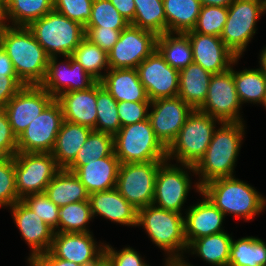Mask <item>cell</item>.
Listing matches in <instances>:
<instances>
[{
  "mask_svg": "<svg viewBox=\"0 0 266 266\" xmlns=\"http://www.w3.org/2000/svg\"><path fill=\"white\" fill-rule=\"evenodd\" d=\"M0 44L6 50L19 79L25 85H40L45 78L49 56L28 27L4 26Z\"/></svg>",
  "mask_w": 266,
  "mask_h": 266,
  "instance_id": "6da1fadb",
  "label": "cell"
},
{
  "mask_svg": "<svg viewBox=\"0 0 266 266\" xmlns=\"http://www.w3.org/2000/svg\"><path fill=\"white\" fill-rule=\"evenodd\" d=\"M221 125L214 131L204 156L194 166L195 173L202 177L196 184L200 193L201 187L212 180L233 177L244 126L242 122H221Z\"/></svg>",
  "mask_w": 266,
  "mask_h": 266,
  "instance_id": "7a4b0ae2",
  "label": "cell"
},
{
  "mask_svg": "<svg viewBox=\"0 0 266 266\" xmlns=\"http://www.w3.org/2000/svg\"><path fill=\"white\" fill-rule=\"evenodd\" d=\"M205 195L224 215L235 214L252 219L265 207L266 200L253 187L233 177L218 178L201 187Z\"/></svg>",
  "mask_w": 266,
  "mask_h": 266,
  "instance_id": "3957f363",
  "label": "cell"
},
{
  "mask_svg": "<svg viewBox=\"0 0 266 266\" xmlns=\"http://www.w3.org/2000/svg\"><path fill=\"white\" fill-rule=\"evenodd\" d=\"M216 120L218 119L193 109L177 137L167 148V160L174 155L182 166L195 172L194 166L204 156L212 140Z\"/></svg>",
  "mask_w": 266,
  "mask_h": 266,
  "instance_id": "277c9868",
  "label": "cell"
},
{
  "mask_svg": "<svg viewBox=\"0 0 266 266\" xmlns=\"http://www.w3.org/2000/svg\"><path fill=\"white\" fill-rule=\"evenodd\" d=\"M114 154L120 164L167 160V148L156 137L149 119L121 127L114 135Z\"/></svg>",
  "mask_w": 266,
  "mask_h": 266,
  "instance_id": "5b68a950",
  "label": "cell"
},
{
  "mask_svg": "<svg viewBox=\"0 0 266 266\" xmlns=\"http://www.w3.org/2000/svg\"><path fill=\"white\" fill-rule=\"evenodd\" d=\"M28 29L49 57L58 53L71 56L85 38L84 26L55 10L32 22Z\"/></svg>",
  "mask_w": 266,
  "mask_h": 266,
  "instance_id": "8992f818",
  "label": "cell"
},
{
  "mask_svg": "<svg viewBox=\"0 0 266 266\" xmlns=\"http://www.w3.org/2000/svg\"><path fill=\"white\" fill-rule=\"evenodd\" d=\"M181 213L165 210L155 205L138 209L137 225H142L151 240L163 250L172 252L171 257L188 246L185 239L184 218ZM177 250V251H176Z\"/></svg>",
  "mask_w": 266,
  "mask_h": 266,
  "instance_id": "52a82bcc",
  "label": "cell"
},
{
  "mask_svg": "<svg viewBox=\"0 0 266 266\" xmlns=\"http://www.w3.org/2000/svg\"><path fill=\"white\" fill-rule=\"evenodd\" d=\"M15 159V182L18 198L44 193L46 187L61 169L52 153L17 152Z\"/></svg>",
  "mask_w": 266,
  "mask_h": 266,
  "instance_id": "ba28073f",
  "label": "cell"
},
{
  "mask_svg": "<svg viewBox=\"0 0 266 266\" xmlns=\"http://www.w3.org/2000/svg\"><path fill=\"white\" fill-rule=\"evenodd\" d=\"M265 11L266 0H235L228 7L220 38L238 58L256 31V20Z\"/></svg>",
  "mask_w": 266,
  "mask_h": 266,
  "instance_id": "9c48e42d",
  "label": "cell"
},
{
  "mask_svg": "<svg viewBox=\"0 0 266 266\" xmlns=\"http://www.w3.org/2000/svg\"><path fill=\"white\" fill-rule=\"evenodd\" d=\"M163 162L120 164L115 188L136 209L152 205L156 176Z\"/></svg>",
  "mask_w": 266,
  "mask_h": 266,
  "instance_id": "30bf717a",
  "label": "cell"
},
{
  "mask_svg": "<svg viewBox=\"0 0 266 266\" xmlns=\"http://www.w3.org/2000/svg\"><path fill=\"white\" fill-rule=\"evenodd\" d=\"M63 120L61 104L54 98L17 138L18 152L51 153Z\"/></svg>",
  "mask_w": 266,
  "mask_h": 266,
  "instance_id": "8fae6325",
  "label": "cell"
},
{
  "mask_svg": "<svg viewBox=\"0 0 266 266\" xmlns=\"http://www.w3.org/2000/svg\"><path fill=\"white\" fill-rule=\"evenodd\" d=\"M157 35L132 25L121 31L118 41L108 52L109 68L136 69L156 50Z\"/></svg>",
  "mask_w": 266,
  "mask_h": 266,
  "instance_id": "7c38bea8",
  "label": "cell"
},
{
  "mask_svg": "<svg viewBox=\"0 0 266 266\" xmlns=\"http://www.w3.org/2000/svg\"><path fill=\"white\" fill-rule=\"evenodd\" d=\"M240 101L238 99L233 69L212 74L208 94L203 105L198 109L221 122H242L239 115Z\"/></svg>",
  "mask_w": 266,
  "mask_h": 266,
  "instance_id": "4fadbf2b",
  "label": "cell"
},
{
  "mask_svg": "<svg viewBox=\"0 0 266 266\" xmlns=\"http://www.w3.org/2000/svg\"><path fill=\"white\" fill-rule=\"evenodd\" d=\"M150 101L177 97L179 92V71L171 67L155 50L136 68Z\"/></svg>",
  "mask_w": 266,
  "mask_h": 266,
  "instance_id": "5bb4252c",
  "label": "cell"
},
{
  "mask_svg": "<svg viewBox=\"0 0 266 266\" xmlns=\"http://www.w3.org/2000/svg\"><path fill=\"white\" fill-rule=\"evenodd\" d=\"M54 98L40 85L23 86L4 108L18 138Z\"/></svg>",
  "mask_w": 266,
  "mask_h": 266,
  "instance_id": "9a60e30c",
  "label": "cell"
},
{
  "mask_svg": "<svg viewBox=\"0 0 266 266\" xmlns=\"http://www.w3.org/2000/svg\"><path fill=\"white\" fill-rule=\"evenodd\" d=\"M149 113L153 131L160 142L168 148L177 137L193 109L180 97L160 98L151 101Z\"/></svg>",
  "mask_w": 266,
  "mask_h": 266,
  "instance_id": "2e32d148",
  "label": "cell"
},
{
  "mask_svg": "<svg viewBox=\"0 0 266 266\" xmlns=\"http://www.w3.org/2000/svg\"><path fill=\"white\" fill-rule=\"evenodd\" d=\"M167 161L159 166L152 204L158 203L159 208L181 213L190 189V178L183 169L169 165Z\"/></svg>",
  "mask_w": 266,
  "mask_h": 266,
  "instance_id": "e0dca14e",
  "label": "cell"
},
{
  "mask_svg": "<svg viewBox=\"0 0 266 266\" xmlns=\"http://www.w3.org/2000/svg\"><path fill=\"white\" fill-rule=\"evenodd\" d=\"M191 43L193 63L201 65L211 74L223 73L238 57L224 44L220 37L197 32L185 33Z\"/></svg>",
  "mask_w": 266,
  "mask_h": 266,
  "instance_id": "ac0fdd59",
  "label": "cell"
},
{
  "mask_svg": "<svg viewBox=\"0 0 266 266\" xmlns=\"http://www.w3.org/2000/svg\"><path fill=\"white\" fill-rule=\"evenodd\" d=\"M105 246L99 247L90 232L54 233L50 252L57 258L82 266H91L104 256Z\"/></svg>",
  "mask_w": 266,
  "mask_h": 266,
  "instance_id": "d6986e66",
  "label": "cell"
},
{
  "mask_svg": "<svg viewBox=\"0 0 266 266\" xmlns=\"http://www.w3.org/2000/svg\"><path fill=\"white\" fill-rule=\"evenodd\" d=\"M10 208L23 238L33 250L28 260L31 262L38 255L50 251L55 231L22 200L17 201Z\"/></svg>",
  "mask_w": 266,
  "mask_h": 266,
  "instance_id": "ffe728a7",
  "label": "cell"
},
{
  "mask_svg": "<svg viewBox=\"0 0 266 266\" xmlns=\"http://www.w3.org/2000/svg\"><path fill=\"white\" fill-rule=\"evenodd\" d=\"M56 99L61 104L65 121L96 130L97 82L86 90L62 93Z\"/></svg>",
  "mask_w": 266,
  "mask_h": 266,
  "instance_id": "44dd1931",
  "label": "cell"
},
{
  "mask_svg": "<svg viewBox=\"0 0 266 266\" xmlns=\"http://www.w3.org/2000/svg\"><path fill=\"white\" fill-rule=\"evenodd\" d=\"M92 216L99 214L123 225H137L138 209L130 204L116 188L89 194Z\"/></svg>",
  "mask_w": 266,
  "mask_h": 266,
  "instance_id": "7402d4cb",
  "label": "cell"
},
{
  "mask_svg": "<svg viewBox=\"0 0 266 266\" xmlns=\"http://www.w3.org/2000/svg\"><path fill=\"white\" fill-rule=\"evenodd\" d=\"M203 201L192 206L184 218L187 244L203 236L223 232L224 214L205 196Z\"/></svg>",
  "mask_w": 266,
  "mask_h": 266,
  "instance_id": "603a6c76",
  "label": "cell"
},
{
  "mask_svg": "<svg viewBox=\"0 0 266 266\" xmlns=\"http://www.w3.org/2000/svg\"><path fill=\"white\" fill-rule=\"evenodd\" d=\"M109 70L100 83L117 102H151L136 69L109 68Z\"/></svg>",
  "mask_w": 266,
  "mask_h": 266,
  "instance_id": "cb8c5ba5",
  "label": "cell"
},
{
  "mask_svg": "<svg viewBox=\"0 0 266 266\" xmlns=\"http://www.w3.org/2000/svg\"><path fill=\"white\" fill-rule=\"evenodd\" d=\"M120 162L115 154L87 162L74 173L89 194L110 190L116 187Z\"/></svg>",
  "mask_w": 266,
  "mask_h": 266,
  "instance_id": "d4e9b609",
  "label": "cell"
},
{
  "mask_svg": "<svg viewBox=\"0 0 266 266\" xmlns=\"http://www.w3.org/2000/svg\"><path fill=\"white\" fill-rule=\"evenodd\" d=\"M92 130L90 127L63 120L51 152L61 169H65L75 159Z\"/></svg>",
  "mask_w": 266,
  "mask_h": 266,
  "instance_id": "484cf974",
  "label": "cell"
},
{
  "mask_svg": "<svg viewBox=\"0 0 266 266\" xmlns=\"http://www.w3.org/2000/svg\"><path fill=\"white\" fill-rule=\"evenodd\" d=\"M211 77L212 74L201 65L189 64L179 71L178 97L192 109H199L207 97Z\"/></svg>",
  "mask_w": 266,
  "mask_h": 266,
  "instance_id": "4316f807",
  "label": "cell"
},
{
  "mask_svg": "<svg viewBox=\"0 0 266 266\" xmlns=\"http://www.w3.org/2000/svg\"><path fill=\"white\" fill-rule=\"evenodd\" d=\"M44 193L58 207L73 202L89 201V193L78 176L66 169L58 171Z\"/></svg>",
  "mask_w": 266,
  "mask_h": 266,
  "instance_id": "83f0119b",
  "label": "cell"
},
{
  "mask_svg": "<svg viewBox=\"0 0 266 266\" xmlns=\"http://www.w3.org/2000/svg\"><path fill=\"white\" fill-rule=\"evenodd\" d=\"M167 32L174 34L191 31L201 10L199 0H163Z\"/></svg>",
  "mask_w": 266,
  "mask_h": 266,
  "instance_id": "f1b7e54d",
  "label": "cell"
},
{
  "mask_svg": "<svg viewBox=\"0 0 266 266\" xmlns=\"http://www.w3.org/2000/svg\"><path fill=\"white\" fill-rule=\"evenodd\" d=\"M166 32L158 35L156 50L174 69L180 71L193 63V51L190 40L185 33H177L178 37Z\"/></svg>",
  "mask_w": 266,
  "mask_h": 266,
  "instance_id": "f546056e",
  "label": "cell"
},
{
  "mask_svg": "<svg viewBox=\"0 0 266 266\" xmlns=\"http://www.w3.org/2000/svg\"><path fill=\"white\" fill-rule=\"evenodd\" d=\"M232 238L226 232L203 236L192 240L187 248L216 266H228Z\"/></svg>",
  "mask_w": 266,
  "mask_h": 266,
  "instance_id": "4dcf8cb0",
  "label": "cell"
},
{
  "mask_svg": "<svg viewBox=\"0 0 266 266\" xmlns=\"http://www.w3.org/2000/svg\"><path fill=\"white\" fill-rule=\"evenodd\" d=\"M5 18L11 19L13 26L28 27L32 22L54 10L53 0H4Z\"/></svg>",
  "mask_w": 266,
  "mask_h": 266,
  "instance_id": "1f68e13d",
  "label": "cell"
},
{
  "mask_svg": "<svg viewBox=\"0 0 266 266\" xmlns=\"http://www.w3.org/2000/svg\"><path fill=\"white\" fill-rule=\"evenodd\" d=\"M114 154V136L92 130L75 159L65 168L75 172L80 166Z\"/></svg>",
  "mask_w": 266,
  "mask_h": 266,
  "instance_id": "d6a6232c",
  "label": "cell"
},
{
  "mask_svg": "<svg viewBox=\"0 0 266 266\" xmlns=\"http://www.w3.org/2000/svg\"><path fill=\"white\" fill-rule=\"evenodd\" d=\"M233 80L238 99L242 102L263 103L266 105V74L260 69L233 70Z\"/></svg>",
  "mask_w": 266,
  "mask_h": 266,
  "instance_id": "836d02e7",
  "label": "cell"
},
{
  "mask_svg": "<svg viewBox=\"0 0 266 266\" xmlns=\"http://www.w3.org/2000/svg\"><path fill=\"white\" fill-rule=\"evenodd\" d=\"M135 16L130 25L151 31L157 36L167 32L163 0H134Z\"/></svg>",
  "mask_w": 266,
  "mask_h": 266,
  "instance_id": "e575fe53",
  "label": "cell"
},
{
  "mask_svg": "<svg viewBox=\"0 0 266 266\" xmlns=\"http://www.w3.org/2000/svg\"><path fill=\"white\" fill-rule=\"evenodd\" d=\"M228 266H266V244L256 237L232 240Z\"/></svg>",
  "mask_w": 266,
  "mask_h": 266,
  "instance_id": "d590c367",
  "label": "cell"
},
{
  "mask_svg": "<svg viewBox=\"0 0 266 266\" xmlns=\"http://www.w3.org/2000/svg\"><path fill=\"white\" fill-rule=\"evenodd\" d=\"M97 120L96 131L115 135L121 129V122L118 115V102L114 97L97 81Z\"/></svg>",
  "mask_w": 266,
  "mask_h": 266,
  "instance_id": "8d00e7d4",
  "label": "cell"
},
{
  "mask_svg": "<svg viewBox=\"0 0 266 266\" xmlns=\"http://www.w3.org/2000/svg\"><path fill=\"white\" fill-rule=\"evenodd\" d=\"M59 225L62 227L57 233H86V224L91 220V206L89 201L73 202L59 207Z\"/></svg>",
  "mask_w": 266,
  "mask_h": 266,
  "instance_id": "74e56055",
  "label": "cell"
},
{
  "mask_svg": "<svg viewBox=\"0 0 266 266\" xmlns=\"http://www.w3.org/2000/svg\"><path fill=\"white\" fill-rule=\"evenodd\" d=\"M71 56L97 81H100L104 76L100 71L106 66L109 69L108 53L91 43L87 38L80 42Z\"/></svg>",
  "mask_w": 266,
  "mask_h": 266,
  "instance_id": "f35d334b",
  "label": "cell"
},
{
  "mask_svg": "<svg viewBox=\"0 0 266 266\" xmlns=\"http://www.w3.org/2000/svg\"><path fill=\"white\" fill-rule=\"evenodd\" d=\"M129 24L109 0H93L91 18L85 27L124 30Z\"/></svg>",
  "mask_w": 266,
  "mask_h": 266,
  "instance_id": "ab89813d",
  "label": "cell"
},
{
  "mask_svg": "<svg viewBox=\"0 0 266 266\" xmlns=\"http://www.w3.org/2000/svg\"><path fill=\"white\" fill-rule=\"evenodd\" d=\"M65 58L68 62L62 63L64 66L60 68L61 63L57 65V57H49L46 75L40 84L55 99L62 93L69 92L70 56H65Z\"/></svg>",
  "mask_w": 266,
  "mask_h": 266,
  "instance_id": "60d3db41",
  "label": "cell"
},
{
  "mask_svg": "<svg viewBox=\"0 0 266 266\" xmlns=\"http://www.w3.org/2000/svg\"><path fill=\"white\" fill-rule=\"evenodd\" d=\"M228 7L202 6L196 25L191 31L220 37L227 21Z\"/></svg>",
  "mask_w": 266,
  "mask_h": 266,
  "instance_id": "b9f144b4",
  "label": "cell"
},
{
  "mask_svg": "<svg viewBox=\"0 0 266 266\" xmlns=\"http://www.w3.org/2000/svg\"><path fill=\"white\" fill-rule=\"evenodd\" d=\"M15 182V159L0 157V206H12L19 201Z\"/></svg>",
  "mask_w": 266,
  "mask_h": 266,
  "instance_id": "7bdbcfd3",
  "label": "cell"
},
{
  "mask_svg": "<svg viewBox=\"0 0 266 266\" xmlns=\"http://www.w3.org/2000/svg\"><path fill=\"white\" fill-rule=\"evenodd\" d=\"M22 201L54 231L58 228L59 207L45 193L27 195Z\"/></svg>",
  "mask_w": 266,
  "mask_h": 266,
  "instance_id": "ee69618b",
  "label": "cell"
},
{
  "mask_svg": "<svg viewBox=\"0 0 266 266\" xmlns=\"http://www.w3.org/2000/svg\"><path fill=\"white\" fill-rule=\"evenodd\" d=\"M54 10L70 20L86 26L91 18L93 0H53Z\"/></svg>",
  "mask_w": 266,
  "mask_h": 266,
  "instance_id": "f6af8a7d",
  "label": "cell"
},
{
  "mask_svg": "<svg viewBox=\"0 0 266 266\" xmlns=\"http://www.w3.org/2000/svg\"><path fill=\"white\" fill-rule=\"evenodd\" d=\"M149 104H151V102H118L117 110L121 127L148 119Z\"/></svg>",
  "mask_w": 266,
  "mask_h": 266,
  "instance_id": "bcb514c9",
  "label": "cell"
},
{
  "mask_svg": "<svg viewBox=\"0 0 266 266\" xmlns=\"http://www.w3.org/2000/svg\"><path fill=\"white\" fill-rule=\"evenodd\" d=\"M85 38L107 53L118 41L122 30L102 29V27H84Z\"/></svg>",
  "mask_w": 266,
  "mask_h": 266,
  "instance_id": "7dc6e473",
  "label": "cell"
},
{
  "mask_svg": "<svg viewBox=\"0 0 266 266\" xmlns=\"http://www.w3.org/2000/svg\"><path fill=\"white\" fill-rule=\"evenodd\" d=\"M17 152V137L6 112L0 110V157H13Z\"/></svg>",
  "mask_w": 266,
  "mask_h": 266,
  "instance_id": "c3c4849f",
  "label": "cell"
},
{
  "mask_svg": "<svg viewBox=\"0 0 266 266\" xmlns=\"http://www.w3.org/2000/svg\"><path fill=\"white\" fill-rule=\"evenodd\" d=\"M104 256L113 266H148L134 249L130 247L115 251L111 246L105 245Z\"/></svg>",
  "mask_w": 266,
  "mask_h": 266,
  "instance_id": "681fc988",
  "label": "cell"
},
{
  "mask_svg": "<svg viewBox=\"0 0 266 266\" xmlns=\"http://www.w3.org/2000/svg\"><path fill=\"white\" fill-rule=\"evenodd\" d=\"M79 78L80 80L78 81L77 79ZM96 82L97 80L87 73L83 66L70 56L69 92L86 90L92 87Z\"/></svg>",
  "mask_w": 266,
  "mask_h": 266,
  "instance_id": "f907efd6",
  "label": "cell"
},
{
  "mask_svg": "<svg viewBox=\"0 0 266 266\" xmlns=\"http://www.w3.org/2000/svg\"><path fill=\"white\" fill-rule=\"evenodd\" d=\"M26 86L18 76L0 74V110H4L8 101L23 87Z\"/></svg>",
  "mask_w": 266,
  "mask_h": 266,
  "instance_id": "816d5d0a",
  "label": "cell"
},
{
  "mask_svg": "<svg viewBox=\"0 0 266 266\" xmlns=\"http://www.w3.org/2000/svg\"><path fill=\"white\" fill-rule=\"evenodd\" d=\"M30 263L33 266H82L68 260L57 258L50 251L38 255Z\"/></svg>",
  "mask_w": 266,
  "mask_h": 266,
  "instance_id": "f5cc1de1",
  "label": "cell"
},
{
  "mask_svg": "<svg viewBox=\"0 0 266 266\" xmlns=\"http://www.w3.org/2000/svg\"><path fill=\"white\" fill-rule=\"evenodd\" d=\"M119 13L131 23L135 16L134 0H109Z\"/></svg>",
  "mask_w": 266,
  "mask_h": 266,
  "instance_id": "db71d44e",
  "label": "cell"
},
{
  "mask_svg": "<svg viewBox=\"0 0 266 266\" xmlns=\"http://www.w3.org/2000/svg\"><path fill=\"white\" fill-rule=\"evenodd\" d=\"M0 74L18 76L6 50L0 44Z\"/></svg>",
  "mask_w": 266,
  "mask_h": 266,
  "instance_id": "11a10c76",
  "label": "cell"
},
{
  "mask_svg": "<svg viewBox=\"0 0 266 266\" xmlns=\"http://www.w3.org/2000/svg\"><path fill=\"white\" fill-rule=\"evenodd\" d=\"M202 6L229 7L235 0H199Z\"/></svg>",
  "mask_w": 266,
  "mask_h": 266,
  "instance_id": "9f6ffc18",
  "label": "cell"
},
{
  "mask_svg": "<svg viewBox=\"0 0 266 266\" xmlns=\"http://www.w3.org/2000/svg\"><path fill=\"white\" fill-rule=\"evenodd\" d=\"M172 254L169 255L167 259V266H191L188 263H185L181 257H170Z\"/></svg>",
  "mask_w": 266,
  "mask_h": 266,
  "instance_id": "6f0895ef",
  "label": "cell"
},
{
  "mask_svg": "<svg viewBox=\"0 0 266 266\" xmlns=\"http://www.w3.org/2000/svg\"><path fill=\"white\" fill-rule=\"evenodd\" d=\"M5 19L6 18H5V4H4V0H0V29L2 27L6 26Z\"/></svg>",
  "mask_w": 266,
  "mask_h": 266,
  "instance_id": "680465c9",
  "label": "cell"
},
{
  "mask_svg": "<svg viewBox=\"0 0 266 266\" xmlns=\"http://www.w3.org/2000/svg\"><path fill=\"white\" fill-rule=\"evenodd\" d=\"M259 62L261 63L260 70L266 74V48L262 51Z\"/></svg>",
  "mask_w": 266,
  "mask_h": 266,
  "instance_id": "91938a15",
  "label": "cell"
},
{
  "mask_svg": "<svg viewBox=\"0 0 266 266\" xmlns=\"http://www.w3.org/2000/svg\"><path fill=\"white\" fill-rule=\"evenodd\" d=\"M91 266H113V265L105 256H103L98 262L94 263Z\"/></svg>",
  "mask_w": 266,
  "mask_h": 266,
  "instance_id": "94428289",
  "label": "cell"
}]
</instances>
